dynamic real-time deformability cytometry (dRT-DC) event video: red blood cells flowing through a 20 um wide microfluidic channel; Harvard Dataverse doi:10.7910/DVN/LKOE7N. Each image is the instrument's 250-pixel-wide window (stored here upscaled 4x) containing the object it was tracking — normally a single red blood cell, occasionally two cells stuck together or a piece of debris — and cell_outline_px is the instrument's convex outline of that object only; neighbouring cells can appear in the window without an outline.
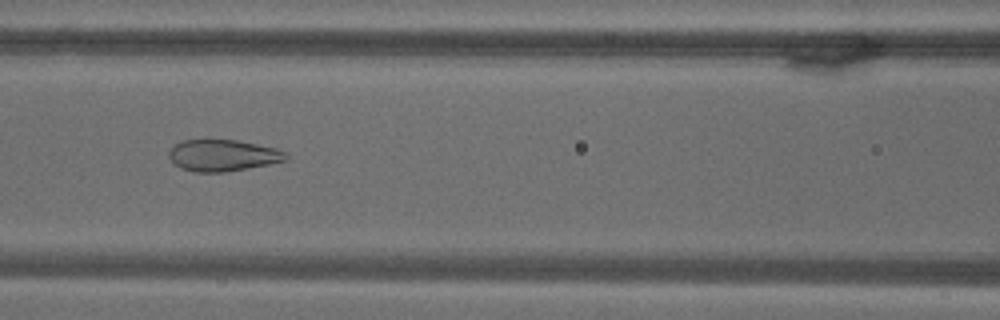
{"species": "common noctule bat (a hibernating species)", "species_latin": "Nyctalus noctula", "temperature_condition": "warm", "stored_images_in_passage": 72, "camera_frame_rate_fps": 3000, "um_per_image_px": 0.085, "animal": {"sex": "male", "body_mass_g": 18.8}, "frame": {"image": 1, "passage_image": 32, "time_ms": 10.333, "image_size_px": [1000, 320], "cell_outline_px": [[288, 160], [268, 164], [224, 172], [196, 172], [180, 168], [172, 164], [168, 156], [168, 152], [176, 144], [184, 140], [236, 140], [276, 148], [288, 152]], "centroid_in_image_um": [18.94, 13.21], "position_along_channel_um": 147.7, "area_um2": 21.5}}
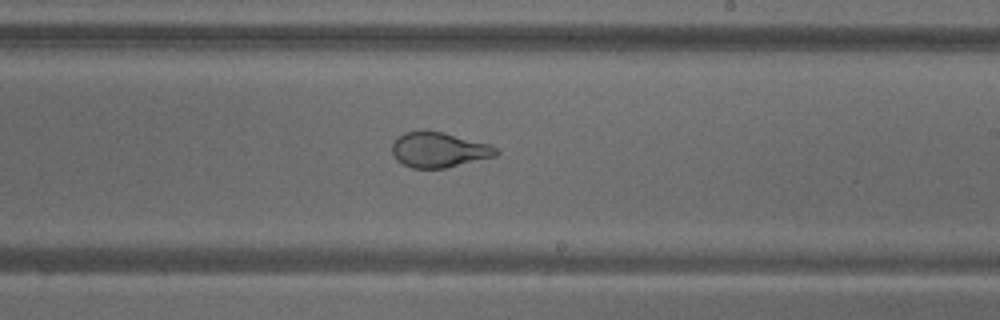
{"frame": {"image": 2, "passage_image": 43, "time_ms": 14.0, "image_size_px": [1000, 320], "cell_outline_px": [[500, 152], [496, 156], [444, 168], [412, 168], [396, 160], [392, 152], [392, 140], [404, 132], [444, 132], [488, 144], [496, 148]], "centroid_in_image_um": [37.28, 12.74], "position_along_channel_um": 251.7, "area_um2": 21.04}}
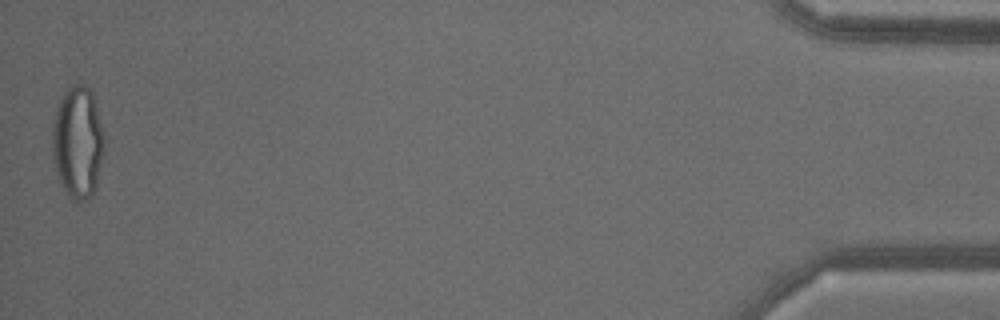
{"frame": {"image": 3, "passage_image": 71, "time_ms": 23.333, "image_size_px": [1000, 320], "cell_outline_px": [[104, 156], [96, 188], [84, 200], [72, 200], [68, 196], [60, 184], [56, 172], [52, 156], [52, 120], [56, 104], [64, 92], [72, 84], [88, 84], [92, 88], [104, 136]], "centroid_in_image_um": [6.6, 12.04], "position_along_channel_um": 428.6, "area_um2": 34.8}}